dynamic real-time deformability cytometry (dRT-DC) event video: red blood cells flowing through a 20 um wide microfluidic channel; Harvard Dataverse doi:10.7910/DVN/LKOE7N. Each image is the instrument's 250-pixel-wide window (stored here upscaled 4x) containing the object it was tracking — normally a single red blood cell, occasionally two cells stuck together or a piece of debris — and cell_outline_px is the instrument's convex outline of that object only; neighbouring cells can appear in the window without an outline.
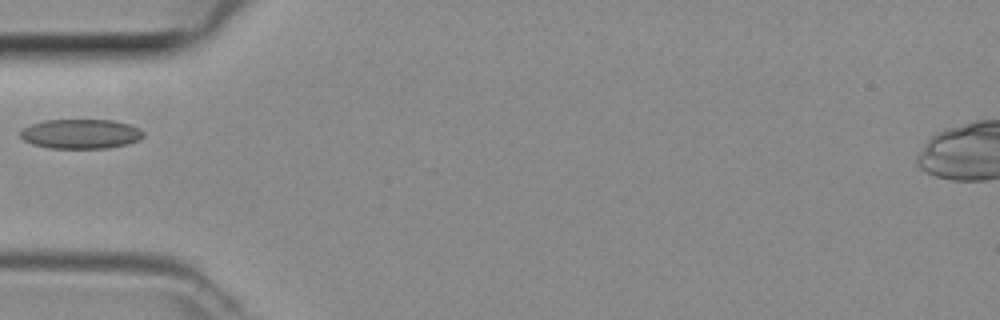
{"species": "common noctule bat (a hibernating species)", "species_latin": "Nyctalus noctula", "temperature_condition": "room temperature", "stored_images_in_passage": 3, "camera_frame_rate_fps": 3000, "um_per_image_px": 0.085, "animal": {"sex": "female", "body_mass_g": 29.2, "forearm_length_mm": 56.3}, "frame": {"image": 1, "passage_image": 3, "time_ms": 0.667, "image_size_px": [1000, 320], "cell_outline_px": [[144, 136], [140, 140], [128, 144], [108, 148], [48, 148], [32, 144], [24, 140], [20, 136], [20, 132], [24, 128], [32, 124], [44, 120], [112, 120], [128, 124], [140, 128], [144, 132]], "centroid_in_image_um": [6.89, 11.38], "position_along_channel_um": 78.1, "area_um2": 21.27}}